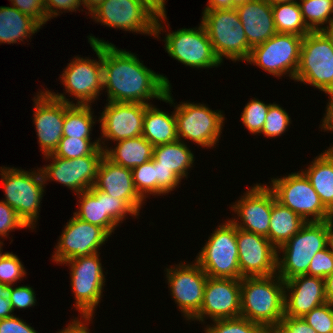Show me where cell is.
Returning a JSON list of instances; mask_svg holds the SVG:
<instances>
[{
  "label": "cell",
  "mask_w": 333,
  "mask_h": 333,
  "mask_svg": "<svg viewBox=\"0 0 333 333\" xmlns=\"http://www.w3.org/2000/svg\"><path fill=\"white\" fill-rule=\"evenodd\" d=\"M89 44H102L103 90L109 102L142 103L162 100L168 87L167 76L146 67L135 53L118 49L113 43L88 35Z\"/></svg>",
  "instance_id": "6da1fadb"
},
{
  "label": "cell",
  "mask_w": 333,
  "mask_h": 333,
  "mask_svg": "<svg viewBox=\"0 0 333 333\" xmlns=\"http://www.w3.org/2000/svg\"><path fill=\"white\" fill-rule=\"evenodd\" d=\"M285 315V283L277 275L241 279V315L266 330L279 325Z\"/></svg>",
  "instance_id": "7a4b0ae2"
},
{
  "label": "cell",
  "mask_w": 333,
  "mask_h": 333,
  "mask_svg": "<svg viewBox=\"0 0 333 333\" xmlns=\"http://www.w3.org/2000/svg\"><path fill=\"white\" fill-rule=\"evenodd\" d=\"M171 91L170 86L161 101L174 107L178 140H191L204 149L216 148L225 124L223 111L212 110L204 103L181 101L176 104Z\"/></svg>",
  "instance_id": "3957f363"
},
{
  "label": "cell",
  "mask_w": 333,
  "mask_h": 333,
  "mask_svg": "<svg viewBox=\"0 0 333 333\" xmlns=\"http://www.w3.org/2000/svg\"><path fill=\"white\" fill-rule=\"evenodd\" d=\"M167 20V14L158 15L153 38L158 40L161 32L165 33L163 42H165L164 49L168 56L186 67L208 70L221 67L222 63L215 55L212 43L202 23L198 24V27L181 28L171 32V30L166 31L165 23L168 24Z\"/></svg>",
  "instance_id": "277c9868"
},
{
  "label": "cell",
  "mask_w": 333,
  "mask_h": 333,
  "mask_svg": "<svg viewBox=\"0 0 333 333\" xmlns=\"http://www.w3.org/2000/svg\"><path fill=\"white\" fill-rule=\"evenodd\" d=\"M95 52L96 59L89 57L74 56L61 72L60 82L65 87L63 93L53 92L46 88L47 92L55 99L71 105H92L100 99L103 91V66H102V44H90ZM75 98L76 103L70 100ZM72 96V97H71Z\"/></svg>",
  "instance_id": "5b68a950"
},
{
  "label": "cell",
  "mask_w": 333,
  "mask_h": 333,
  "mask_svg": "<svg viewBox=\"0 0 333 333\" xmlns=\"http://www.w3.org/2000/svg\"><path fill=\"white\" fill-rule=\"evenodd\" d=\"M0 176L5 193L2 201L16 211L29 230L36 229L46 186L41 169L28 171L2 166Z\"/></svg>",
  "instance_id": "8992f818"
},
{
  "label": "cell",
  "mask_w": 333,
  "mask_h": 333,
  "mask_svg": "<svg viewBox=\"0 0 333 333\" xmlns=\"http://www.w3.org/2000/svg\"><path fill=\"white\" fill-rule=\"evenodd\" d=\"M329 230L330 220L306 222L277 250V275L283 281L306 275L315 254L328 246Z\"/></svg>",
  "instance_id": "52a82bcc"
},
{
  "label": "cell",
  "mask_w": 333,
  "mask_h": 333,
  "mask_svg": "<svg viewBox=\"0 0 333 333\" xmlns=\"http://www.w3.org/2000/svg\"><path fill=\"white\" fill-rule=\"evenodd\" d=\"M204 25L217 58L246 62L252 48L248 45L242 22L235 8L203 10Z\"/></svg>",
  "instance_id": "ba28073f"
},
{
  "label": "cell",
  "mask_w": 333,
  "mask_h": 333,
  "mask_svg": "<svg viewBox=\"0 0 333 333\" xmlns=\"http://www.w3.org/2000/svg\"><path fill=\"white\" fill-rule=\"evenodd\" d=\"M294 81L324 93L333 89V36L329 31H311L303 37Z\"/></svg>",
  "instance_id": "9c48e42d"
},
{
  "label": "cell",
  "mask_w": 333,
  "mask_h": 333,
  "mask_svg": "<svg viewBox=\"0 0 333 333\" xmlns=\"http://www.w3.org/2000/svg\"><path fill=\"white\" fill-rule=\"evenodd\" d=\"M237 227L228 219L219 224L206 240L195 261L211 278L239 279Z\"/></svg>",
  "instance_id": "30bf717a"
},
{
  "label": "cell",
  "mask_w": 333,
  "mask_h": 333,
  "mask_svg": "<svg viewBox=\"0 0 333 333\" xmlns=\"http://www.w3.org/2000/svg\"><path fill=\"white\" fill-rule=\"evenodd\" d=\"M270 179L268 187L274 192L276 200L290 208L306 222H322L333 219V214L323 205L319 195L302 170L289 173L287 176Z\"/></svg>",
  "instance_id": "8fae6325"
},
{
  "label": "cell",
  "mask_w": 333,
  "mask_h": 333,
  "mask_svg": "<svg viewBox=\"0 0 333 333\" xmlns=\"http://www.w3.org/2000/svg\"><path fill=\"white\" fill-rule=\"evenodd\" d=\"M100 254L77 257L60 264L70 268V285L75 299L73 307L80 317H95V309L103 297L106 276Z\"/></svg>",
  "instance_id": "7c38bea8"
},
{
  "label": "cell",
  "mask_w": 333,
  "mask_h": 333,
  "mask_svg": "<svg viewBox=\"0 0 333 333\" xmlns=\"http://www.w3.org/2000/svg\"><path fill=\"white\" fill-rule=\"evenodd\" d=\"M89 17L111 29L155 36L158 14L141 0H104Z\"/></svg>",
  "instance_id": "4fadbf2b"
},
{
  "label": "cell",
  "mask_w": 333,
  "mask_h": 333,
  "mask_svg": "<svg viewBox=\"0 0 333 333\" xmlns=\"http://www.w3.org/2000/svg\"><path fill=\"white\" fill-rule=\"evenodd\" d=\"M303 37L291 33H276L266 42L252 48L246 63L262 68L278 79L294 80L300 61Z\"/></svg>",
  "instance_id": "5bb4252c"
},
{
  "label": "cell",
  "mask_w": 333,
  "mask_h": 333,
  "mask_svg": "<svg viewBox=\"0 0 333 333\" xmlns=\"http://www.w3.org/2000/svg\"><path fill=\"white\" fill-rule=\"evenodd\" d=\"M186 262L166 267L164 277L176 307L189 322L201 309L208 275L195 261Z\"/></svg>",
  "instance_id": "9a60e30c"
},
{
  "label": "cell",
  "mask_w": 333,
  "mask_h": 333,
  "mask_svg": "<svg viewBox=\"0 0 333 333\" xmlns=\"http://www.w3.org/2000/svg\"><path fill=\"white\" fill-rule=\"evenodd\" d=\"M103 157L104 150L101 147L91 155L74 159H64L53 154L44 156L45 160H53L52 163L40 167L45 185L48 181H56L73 190L75 194L88 190L96 182L97 170Z\"/></svg>",
  "instance_id": "2e32d148"
},
{
  "label": "cell",
  "mask_w": 333,
  "mask_h": 333,
  "mask_svg": "<svg viewBox=\"0 0 333 333\" xmlns=\"http://www.w3.org/2000/svg\"><path fill=\"white\" fill-rule=\"evenodd\" d=\"M75 195L79 199L76 204L78 208L73 214L83 221L101 227L110 237L128 215L138 218L122 199L107 195L95 186Z\"/></svg>",
  "instance_id": "e0dca14e"
},
{
  "label": "cell",
  "mask_w": 333,
  "mask_h": 333,
  "mask_svg": "<svg viewBox=\"0 0 333 333\" xmlns=\"http://www.w3.org/2000/svg\"><path fill=\"white\" fill-rule=\"evenodd\" d=\"M276 199L267 184L254 183L230 204L234 216L229 220L240 229L266 237L269 235L272 203Z\"/></svg>",
  "instance_id": "ac0fdd59"
},
{
  "label": "cell",
  "mask_w": 333,
  "mask_h": 333,
  "mask_svg": "<svg viewBox=\"0 0 333 333\" xmlns=\"http://www.w3.org/2000/svg\"><path fill=\"white\" fill-rule=\"evenodd\" d=\"M109 237L101 227L73 214L58 237L51 260L59 265L69 259L99 253V248L107 243Z\"/></svg>",
  "instance_id": "d6986e66"
},
{
  "label": "cell",
  "mask_w": 333,
  "mask_h": 333,
  "mask_svg": "<svg viewBox=\"0 0 333 333\" xmlns=\"http://www.w3.org/2000/svg\"><path fill=\"white\" fill-rule=\"evenodd\" d=\"M146 104L106 101L98 117L100 147L105 150L107 141L113 143L142 135ZM102 139V140H101ZM107 143V145H106Z\"/></svg>",
  "instance_id": "ffe728a7"
},
{
  "label": "cell",
  "mask_w": 333,
  "mask_h": 333,
  "mask_svg": "<svg viewBox=\"0 0 333 333\" xmlns=\"http://www.w3.org/2000/svg\"><path fill=\"white\" fill-rule=\"evenodd\" d=\"M241 315V280L208 277L200 311L189 321L206 324Z\"/></svg>",
  "instance_id": "44dd1931"
},
{
  "label": "cell",
  "mask_w": 333,
  "mask_h": 333,
  "mask_svg": "<svg viewBox=\"0 0 333 333\" xmlns=\"http://www.w3.org/2000/svg\"><path fill=\"white\" fill-rule=\"evenodd\" d=\"M44 90V91H43ZM33 104V124L44 156L53 154L63 137L65 112L71 104L53 98L46 89L37 91Z\"/></svg>",
  "instance_id": "7402d4cb"
},
{
  "label": "cell",
  "mask_w": 333,
  "mask_h": 333,
  "mask_svg": "<svg viewBox=\"0 0 333 333\" xmlns=\"http://www.w3.org/2000/svg\"><path fill=\"white\" fill-rule=\"evenodd\" d=\"M236 239L242 277L277 274V249L268 238L237 228Z\"/></svg>",
  "instance_id": "603a6c76"
},
{
  "label": "cell",
  "mask_w": 333,
  "mask_h": 333,
  "mask_svg": "<svg viewBox=\"0 0 333 333\" xmlns=\"http://www.w3.org/2000/svg\"><path fill=\"white\" fill-rule=\"evenodd\" d=\"M285 283V316L300 317L327 302L325 280L321 277L299 275Z\"/></svg>",
  "instance_id": "cb8c5ba5"
},
{
  "label": "cell",
  "mask_w": 333,
  "mask_h": 333,
  "mask_svg": "<svg viewBox=\"0 0 333 333\" xmlns=\"http://www.w3.org/2000/svg\"><path fill=\"white\" fill-rule=\"evenodd\" d=\"M94 186L107 195L122 199L138 216L146 203L133 184L132 169L114 164L105 156L101 159Z\"/></svg>",
  "instance_id": "d4e9b609"
},
{
  "label": "cell",
  "mask_w": 333,
  "mask_h": 333,
  "mask_svg": "<svg viewBox=\"0 0 333 333\" xmlns=\"http://www.w3.org/2000/svg\"><path fill=\"white\" fill-rule=\"evenodd\" d=\"M235 9L251 48L266 42L277 33L272 5L266 0H248Z\"/></svg>",
  "instance_id": "484cf974"
},
{
  "label": "cell",
  "mask_w": 333,
  "mask_h": 333,
  "mask_svg": "<svg viewBox=\"0 0 333 333\" xmlns=\"http://www.w3.org/2000/svg\"><path fill=\"white\" fill-rule=\"evenodd\" d=\"M322 152L312 159L306 169L302 168V171L310 180L323 205L333 214V144Z\"/></svg>",
  "instance_id": "4316f807"
},
{
  "label": "cell",
  "mask_w": 333,
  "mask_h": 333,
  "mask_svg": "<svg viewBox=\"0 0 333 333\" xmlns=\"http://www.w3.org/2000/svg\"><path fill=\"white\" fill-rule=\"evenodd\" d=\"M41 28L33 18L15 7L0 6V44H25L24 40L31 39Z\"/></svg>",
  "instance_id": "83f0119b"
},
{
  "label": "cell",
  "mask_w": 333,
  "mask_h": 333,
  "mask_svg": "<svg viewBox=\"0 0 333 333\" xmlns=\"http://www.w3.org/2000/svg\"><path fill=\"white\" fill-rule=\"evenodd\" d=\"M142 136L153 146L178 140L174 110L168 113L154 104L147 105L143 120Z\"/></svg>",
  "instance_id": "f1b7e54d"
},
{
  "label": "cell",
  "mask_w": 333,
  "mask_h": 333,
  "mask_svg": "<svg viewBox=\"0 0 333 333\" xmlns=\"http://www.w3.org/2000/svg\"><path fill=\"white\" fill-rule=\"evenodd\" d=\"M115 144L113 148L108 146L104 150V156L114 164L133 169L153 158L154 146L142 135L121 140Z\"/></svg>",
  "instance_id": "f546056e"
},
{
  "label": "cell",
  "mask_w": 333,
  "mask_h": 333,
  "mask_svg": "<svg viewBox=\"0 0 333 333\" xmlns=\"http://www.w3.org/2000/svg\"><path fill=\"white\" fill-rule=\"evenodd\" d=\"M186 143L177 140L153 148L156 165L171 169L181 180L188 178V171L195 164L194 153Z\"/></svg>",
  "instance_id": "4dcf8cb0"
},
{
  "label": "cell",
  "mask_w": 333,
  "mask_h": 333,
  "mask_svg": "<svg viewBox=\"0 0 333 333\" xmlns=\"http://www.w3.org/2000/svg\"><path fill=\"white\" fill-rule=\"evenodd\" d=\"M306 224V221L276 199L272 203L269 235L267 238L278 250Z\"/></svg>",
  "instance_id": "1f68e13d"
},
{
  "label": "cell",
  "mask_w": 333,
  "mask_h": 333,
  "mask_svg": "<svg viewBox=\"0 0 333 333\" xmlns=\"http://www.w3.org/2000/svg\"><path fill=\"white\" fill-rule=\"evenodd\" d=\"M93 114L92 105H72L65 112L63 137L92 139V127L99 121Z\"/></svg>",
  "instance_id": "d6a6232c"
},
{
  "label": "cell",
  "mask_w": 333,
  "mask_h": 333,
  "mask_svg": "<svg viewBox=\"0 0 333 333\" xmlns=\"http://www.w3.org/2000/svg\"><path fill=\"white\" fill-rule=\"evenodd\" d=\"M272 11L277 33H291L304 37L311 32L303 20L298 0L274 4Z\"/></svg>",
  "instance_id": "836d02e7"
},
{
  "label": "cell",
  "mask_w": 333,
  "mask_h": 333,
  "mask_svg": "<svg viewBox=\"0 0 333 333\" xmlns=\"http://www.w3.org/2000/svg\"><path fill=\"white\" fill-rule=\"evenodd\" d=\"M298 3L303 20L311 31L333 28V0H300Z\"/></svg>",
  "instance_id": "e575fe53"
},
{
  "label": "cell",
  "mask_w": 333,
  "mask_h": 333,
  "mask_svg": "<svg viewBox=\"0 0 333 333\" xmlns=\"http://www.w3.org/2000/svg\"><path fill=\"white\" fill-rule=\"evenodd\" d=\"M79 139L75 137H62L53 155L64 159L80 158L91 155L98 147H100L99 138Z\"/></svg>",
  "instance_id": "d590c367"
},
{
  "label": "cell",
  "mask_w": 333,
  "mask_h": 333,
  "mask_svg": "<svg viewBox=\"0 0 333 333\" xmlns=\"http://www.w3.org/2000/svg\"><path fill=\"white\" fill-rule=\"evenodd\" d=\"M271 104L258 98H253L245 104L240 120L249 133L252 135L261 133Z\"/></svg>",
  "instance_id": "8d00e7d4"
},
{
  "label": "cell",
  "mask_w": 333,
  "mask_h": 333,
  "mask_svg": "<svg viewBox=\"0 0 333 333\" xmlns=\"http://www.w3.org/2000/svg\"><path fill=\"white\" fill-rule=\"evenodd\" d=\"M204 326V333H266L262 325L243 317L215 320Z\"/></svg>",
  "instance_id": "74e56055"
},
{
  "label": "cell",
  "mask_w": 333,
  "mask_h": 333,
  "mask_svg": "<svg viewBox=\"0 0 333 333\" xmlns=\"http://www.w3.org/2000/svg\"><path fill=\"white\" fill-rule=\"evenodd\" d=\"M283 108L284 107L278 105L276 102L270 105L260 135L263 134L267 139H275L288 131L287 129L290 124H292L291 117L289 113L286 112V109Z\"/></svg>",
  "instance_id": "f35d334b"
},
{
  "label": "cell",
  "mask_w": 333,
  "mask_h": 333,
  "mask_svg": "<svg viewBox=\"0 0 333 333\" xmlns=\"http://www.w3.org/2000/svg\"><path fill=\"white\" fill-rule=\"evenodd\" d=\"M133 184L139 196L146 201L150 195H156V173L154 157L140 166L132 169ZM149 195V196H148Z\"/></svg>",
  "instance_id": "ab89813d"
},
{
  "label": "cell",
  "mask_w": 333,
  "mask_h": 333,
  "mask_svg": "<svg viewBox=\"0 0 333 333\" xmlns=\"http://www.w3.org/2000/svg\"><path fill=\"white\" fill-rule=\"evenodd\" d=\"M26 274V268L20 258L13 252L8 251L0 259V283L16 285L23 278H26Z\"/></svg>",
  "instance_id": "60d3db41"
},
{
  "label": "cell",
  "mask_w": 333,
  "mask_h": 333,
  "mask_svg": "<svg viewBox=\"0 0 333 333\" xmlns=\"http://www.w3.org/2000/svg\"><path fill=\"white\" fill-rule=\"evenodd\" d=\"M303 320L317 333H333V304L324 303L305 314Z\"/></svg>",
  "instance_id": "b9f144b4"
},
{
  "label": "cell",
  "mask_w": 333,
  "mask_h": 333,
  "mask_svg": "<svg viewBox=\"0 0 333 333\" xmlns=\"http://www.w3.org/2000/svg\"><path fill=\"white\" fill-rule=\"evenodd\" d=\"M29 229L18 217L16 211L4 201L0 200V238L9 237L10 232L16 229Z\"/></svg>",
  "instance_id": "7bdbcfd3"
},
{
  "label": "cell",
  "mask_w": 333,
  "mask_h": 333,
  "mask_svg": "<svg viewBox=\"0 0 333 333\" xmlns=\"http://www.w3.org/2000/svg\"><path fill=\"white\" fill-rule=\"evenodd\" d=\"M154 168L156 173V196L171 194L177 187H180L182 180L171 169L156 165L155 158Z\"/></svg>",
  "instance_id": "ee69618b"
},
{
  "label": "cell",
  "mask_w": 333,
  "mask_h": 333,
  "mask_svg": "<svg viewBox=\"0 0 333 333\" xmlns=\"http://www.w3.org/2000/svg\"><path fill=\"white\" fill-rule=\"evenodd\" d=\"M333 272V254L327 246L325 249L318 251L308 267L306 275L325 278Z\"/></svg>",
  "instance_id": "f6af8a7d"
},
{
  "label": "cell",
  "mask_w": 333,
  "mask_h": 333,
  "mask_svg": "<svg viewBox=\"0 0 333 333\" xmlns=\"http://www.w3.org/2000/svg\"><path fill=\"white\" fill-rule=\"evenodd\" d=\"M11 5L33 18L41 27L47 24L44 0H13Z\"/></svg>",
  "instance_id": "bcb514c9"
},
{
  "label": "cell",
  "mask_w": 333,
  "mask_h": 333,
  "mask_svg": "<svg viewBox=\"0 0 333 333\" xmlns=\"http://www.w3.org/2000/svg\"><path fill=\"white\" fill-rule=\"evenodd\" d=\"M10 302L13 311L16 309H26L36 306V294L32 287L29 285H22L15 287L12 285V292Z\"/></svg>",
  "instance_id": "7dc6e473"
},
{
  "label": "cell",
  "mask_w": 333,
  "mask_h": 333,
  "mask_svg": "<svg viewBox=\"0 0 333 333\" xmlns=\"http://www.w3.org/2000/svg\"><path fill=\"white\" fill-rule=\"evenodd\" d=\"M83 6L81 0H44L47 22L61 13L77 12Z\"/></svg>",
  "instance_id": "c3c4849f"
},
{
  "label": "cell",
  "mask_w": 333,
  "mask_h": 333,
  "mask_svg": "<svg viewBox=\"0 0 333 333\" xmlns=\"http://www.w3.org/2000/svg\"><path fill=\"white\" fill-rule=\"evenodd\" d=\"M0 333H39L34 327L26 323L19 316L13 315L11 317L0 320Z\"/></svg>",
  "instance_id": "681fc988"
},
{
  "label": "cell",
  "mask_w": 333,
  "mask_h": 333,
  "mask_svg": "<svg viewBox=\"0 0 333 333\" xmlns=\"http://www.w3.org/2000/svg\"><path fill=\"white\" fill-rule=\"evenodd\" d=\"M277 328L282 333H317L311 326H309L303 318L285 316Z\"/></svg>",
  "instance_id": "f907efd6"
},
{
  "label": "cell",
  "mask_w": 333,
  "mask_h": 333,
  "mask_svg": "<svg viewBox=\"0 0 333 333\" xmlns=\"http://www.w3.org/2000/svg\"><path fill=\"white\" fill-rule=\"evenodd\" d=\"M11 292L12 285L0 283V320L14 315V311L9 300Z\"/></svg>",
  "instance_id": "816d5d0a"
},
{
  "label": "cell",
  "mask_w": 333,
  "mask_h": 333,
  "mask_svg": "<svg viewBox=\"0 0 333 333\" xmlns=\"http://www.w3.org/2000/svg\"><path fill=\"white\" fill-rule=\"evenodd\" d=\"M94 317H73L71 321L64 327L59 330L57 333H91L88 325L93 323Z\"/></svg>",
  "instance_id": "f5cc1de1"
},
{
  "label": "cell",
  "mask_w": 333,
  "mask_h": 333,
  "mask_svg": "<svg viewBox=\"0 0 333 333\" xmlns=\"http://www.w3.org/2000/svg\"><path fill=\"white\" fill-rule=\"evenodd\" d=\"M325 95H328V102L325 107L324 117L322 118V123L319 125V128L324 130V132L333 131V89L325 92Z\"/></svg>",
  "instance_id": "db71d44e"
},
{
  "label": "cell",
  "mask_w": 333,
  "mask_h": 333,
  "mask_svg": "<svg viewBox=\"0 0 333 333\" xmlns=\"http://www.w3.org/2000/svg\"><path fill=\"white\" fill-rule=\"evenodd\" d=\"M152 8L158 15H166V0H141Z\"/></svg>",
  "instance_id": "11a10c76"
},
{
  "label": "cell",
  "mask_w": 333,
  "mask_h": 333,
  "mask_svg": "<svg viewBox=\"0 0 333 333\" xmlns=\"http://www.w3.org/2000/svg\"><path fill=\"white\" fill-rule=\"evenodd\" d=\"M230 8V0H208L204 10Z\"/></svg>",
  "instance_id": "9f6ffc18"
},
{
  "label": "cell",
  "mask_w": 333,
  "mask_h": 333,
  "mask_svg": "<svg viewBox=\"0 0 333 333\" xmlns=\"http://www.w3.org/2000/svg\"><path fill=\"white\" fill-rule=\"evenodd\" d=\"M325 296L328 303L333 304V272L325 278Z\"/></svg>",
  "instance_id": "6f0895ef"
},
{
  "label": "cell",
  "mask_w": 333,
  "mask_h": 333,
  "mask_svg": "<svg viewBox=\"0 0 333 333\" xmlns=\"http://www.w3.org/2000/svg\"><path fill=\"white\" fill-rule=\"evenodd\" d=\"M104 0H81L83 9L88 10V15Z\"/></svg>",
  "instance_id": "680465c9"
},
{
  "label": "cell",
  "mask_w": 333,
  "mask_h": 333,
  "mask_svg": "<svg viewBox=\"0 0 333 333\" xmlns=\"http://www.w3.org/2000/svg\"><path fill=\"white\" fill-rule=\"evenodd\" d=\"M328 247L332 251L333 254V219L330 220V230L328 236Z\"/></svg>",
  "instance_id": "91938a15"
},
{
  "label": "cell",
  "mask_w": 333,
  "mask_h": 333,
  "mask_svg": "<svg viewBox=\"0 0 333 333\" xmlns=\"http://www.w3.org/2000/svg\"><path fill=\"white\" fill-rule=\"evenodd\" d=\"M246 1L248 0H230V8H235L236 6L241 5Z\"/></svg>",
  "instance_id": "94428289"
},
{
  "label": "cell",
  "mask_w": 333,
  "mask_h": 333,
  "mask_svg": "<svg viewBox=\"0 0 333 333\" xmlns=\"http://www.w3.org/2000/svg\"><path fill=\"white\" fill-rule=\"evenodd\" d=\"M269 2L271 5L278 4V3H285V2H294L297 0H266Z\"/></svg>",
  "instance_id": "6125c7cd"
},
{
  "label": "cell",
  "mask_w": 333,
  "mask_h": 333,
  "mask_svg": "<svg viewBox=\"0 0 333 333\" xmlns=\"http://www.w3.org/2000/svg\"><path fill=\"white\" fill-rule=\"evenodd\" d=\"M266 333H282V332L277 327H275L267 329Z\"/></svg>",
  "instance_id": "be15d7a7"
},
{
  "label": "cell",
  "mask_w": 333,
  "mask_h": 333,
  "mask_svg": "<svg viewBox=\"0 0 333 333\" xmlns=\"http://www.w3.org/2000/svg\"><path fill=\"white\" fill-rule=\"evenodd\" d=\"M3 245H4V243L0 239V259L7 254V252H4V253L2 252L3 251V249H2Z\"/></svg>",
  "instance_id": "e7e4bbea"
},
{
  "label": "cell",
  "mask_w": 333,
  "mask_h": 333,
  "mask_svg": "<svg viewBox=\"0 0 333 333\" xmlns=\"http://www.w3.org/2000/svg\"><path fill=\"white\" fill-rule=\"evenodd\" d=\"M329 32L332 34V36H333V28H331L330 30H329Z\"/></svg>",
  "instance_id": "03108f58"
}]
</instances>
